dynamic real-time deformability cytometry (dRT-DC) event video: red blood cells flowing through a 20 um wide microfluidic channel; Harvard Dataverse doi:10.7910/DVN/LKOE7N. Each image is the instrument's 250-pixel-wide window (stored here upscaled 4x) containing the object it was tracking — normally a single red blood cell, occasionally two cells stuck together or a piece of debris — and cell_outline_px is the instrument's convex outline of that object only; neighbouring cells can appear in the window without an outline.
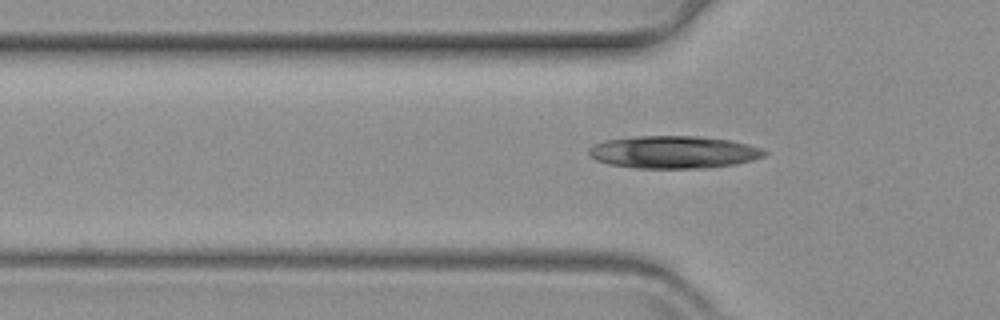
{"species": "common noctule bat (a hibernating species)", "species_latin": "Nyctalus noctula", "temperature_condition": "warm", "stored_images_in_passage": 40, "camera_frame_rate_fps": 3000, "um_per_image_px": 0.085, "animal": {"sex": "female", "body_mass_g": 19.3, "forearm_length_mm": 54.1}, "frame": {"image": 1, "passage_image": 3, "time_ms": 0.667, "image_size_px": [1000, 320], "cell_outline_px": [[768, 152], [764, 156], [752, 160], [736, 164], [704, 168], [636, 168], [608, 164], [596, 160], [588, 156], [588, 148], [592, 144], [604, 140], [636, 136], [700, 136], [732, 140], [760, 148]], "centroid_in_image_um": [57.21, 12.92], "position_along_channel_um": 68.6, "area_um2": 33.52}}
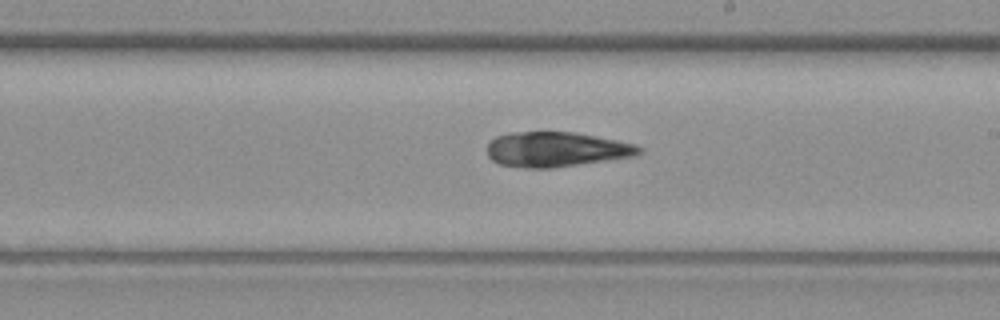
{"frame": {"image": 2, "passage_image": 18, "time_ms": 5.667, "image_size_px": [1000, 320], "cell_outline_px": [[640, 152], [632, 156], [552, 168], [528, 168], [500, 164], [492, 160], [488, 156], [488, 144], [496, 136], [512, 132], [572, 132], [616, 140], [636, 144], [640, 148]], "centroid_in_image_um": [47.23, 12.69], "position_along_channel_um": 241.8, "area_um2": 30.4}}
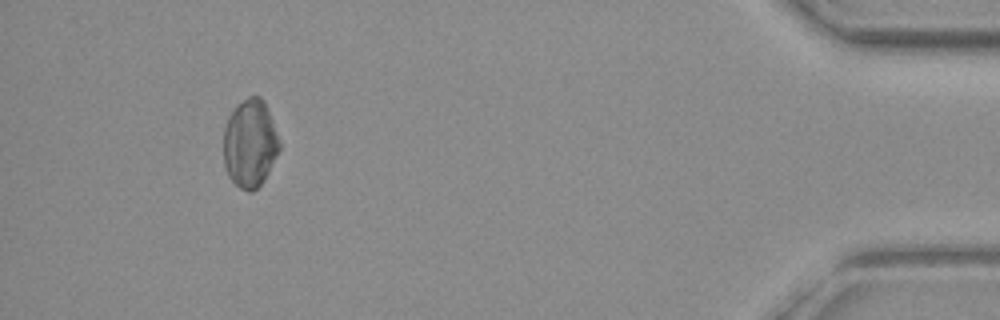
{"frame": {"image": 3, "passage_image": 39, "time_ms": 12.667, "image_size_px": [1000, 320], "cell_outline_px": [[280, 152], [264, 180], [252, 192], [248, 192], [240, 188], [228, 176], [224, 164], [224, 128], [228, 116], [232, 108], [248, 96], [260, 96], [264, 100], [268, 108], [280, 140]], "centroid_in_image_um": [21.26, 12.17], "position_along_channel_um": 413.9, "area_um2": 29.07}}